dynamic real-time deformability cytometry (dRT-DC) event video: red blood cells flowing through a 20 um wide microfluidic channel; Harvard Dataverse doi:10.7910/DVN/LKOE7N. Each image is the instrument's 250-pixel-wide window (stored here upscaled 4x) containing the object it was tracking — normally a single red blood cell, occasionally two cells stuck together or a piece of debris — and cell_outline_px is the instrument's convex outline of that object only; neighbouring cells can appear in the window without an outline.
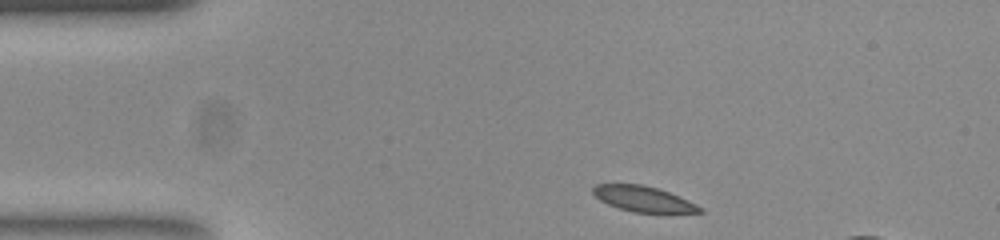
{"species": "common noctule bat (a hibernating species)", "species_latin": "Nyctalus noctula", "temperature_condition": "room temperature", "stored_images_in_passage": 22, "camera_frame_rate_fps": 3000, "um_per_image_px": 0.085, "animal": {"sex": "female", "body_mass_g": 23.0, "forearm_length_mm": 53.4}, "frame": {"image": 1, "passage_image": 1, "time_ms": 0.0, "image_size_px": [1000, 240], "cell_outline_px": [[704, 212], [636, 212], [620, 208], [608, 204], [600, 200], [592, 192], [592, 188], [596, 184], [640, 184], [656, 188], [668, 192], [688, 200], [704, 208]], "centroid_in_image_um": [54.68, 16.9], "position_along_channel_um": 30.3, "area_um2": 15.55}}
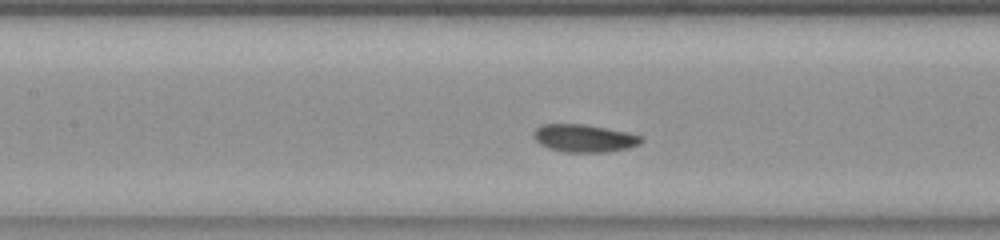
{"frame": {"image": 2, "passage_image": 15, "time_ms": 4.667, "image_size_px": [1000, 240], "cell_outline_px": [[644, 140], [640, 144], [628, 148], [604, 152], [564, 152], [548, 148], [540, 144], [532, 136], [536, 128], [544, 124], [584, 124], [628, 132], [644, 136]], "centroid_in_image_um": [49.68, 11.75], "position_along_channel_um": 157.7, "area_um2": 17.46}}
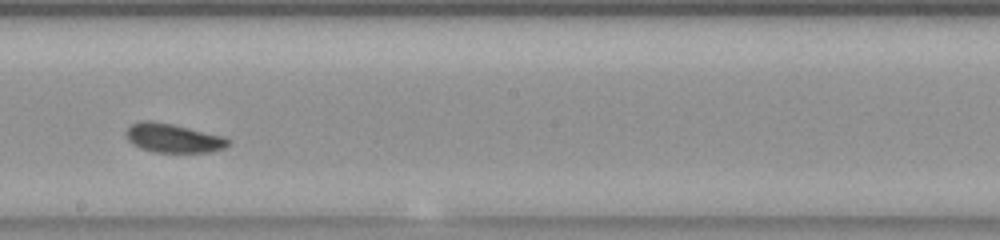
{"frame": {"image": 3, "passage_image": 21, "time_ms": 6.667, "image_size_px": [1000, 240], "cell_outline_px": [[228, 144], [224, 148], [212, 152], [152, 152], [140, 148], [132, 144], [128, 140], [128, 128], [132, 124], [140, 120], [152, 120], [172, 124], [224, 136], [228, 140]], "centroid_in_image_um": [14.71, 11.74], "position_along_channel_um": 233.5, "area_um2": 17.11}}